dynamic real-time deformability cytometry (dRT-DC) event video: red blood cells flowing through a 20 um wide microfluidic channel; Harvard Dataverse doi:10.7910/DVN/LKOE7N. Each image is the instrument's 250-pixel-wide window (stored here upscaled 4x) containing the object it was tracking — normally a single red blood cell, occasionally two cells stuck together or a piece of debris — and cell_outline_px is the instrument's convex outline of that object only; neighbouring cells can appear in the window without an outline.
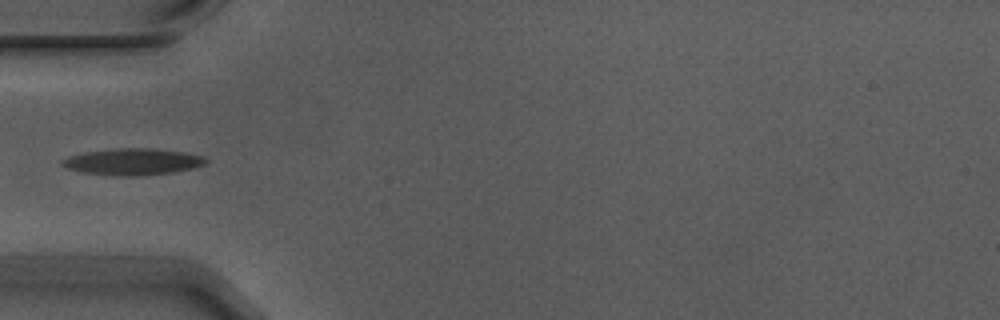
{"species": "Egyptian fruit bat (a non-hibernating species)", "species_latin": "Rousettus aegyptiacus", "temperature_condition": "warm", "stored_images_in_passage": 6, "camera_frame_rate_fps": 3000, "um_per_image_px": 0.085, "animal": {"sex": "male"}, "frame": {"image": 1, "passage_image": 3, "time_ms": 0.667, "image_size_px": [1000, 320], "cell_outline_px": [[208, 160], [204, 164], [192, 168], [172, 172], [136, 176], [112, 176], [80, 172], [68, 168], [60, 164], [60, 160], [68, 156], [84, 152], [120, 148], [148, 148], [184, 152], [204, 156]], "centroid_in_image_um": [11.23, 13.75], "position_along_channel_um": 73.8, "area_um2": 22.25}}
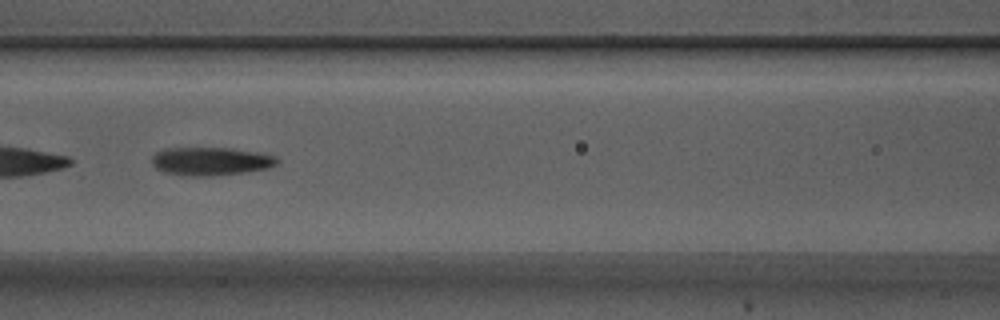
{"frame": {"image": 2, "passage_image": 5, "time_ms": 1.333, "image_size_px": [1000, 320], "cell_outline_px": [[280, 160], [276, 164], [268, 168], [248, 172], [212, 176], [180, 176], [164, 172], [156, 168], [152, 164], [152, 156], [156, 152], [168, 148], [228, 148], [256, 152], [276, 156]], "centroid_in_image_um": [17.9, 13.72], "position_along_channel_um": 148.7, "area_um2": 20.75}}
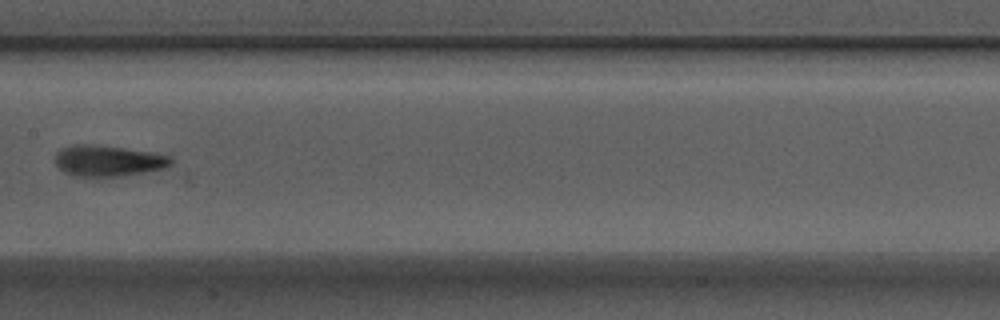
{"frame": {"image": 3, "passage_image": 6, "time_ms": 1.667, "image_size_px": [1000, 320], "cell_outline_px": [[172, 164], [164, 168], [144, 172], [100, 180], [72, 176], [64, 172], [56, 164], [56, 152], [60, 148], [76, 144], [92, 144], [124, 148], [152, 152], [168, 156], [172, 160]], "centroid_in_image_um": [9.13, 13.71], "position_along_channel_um": 198.3, "area_um2": 21.56}}